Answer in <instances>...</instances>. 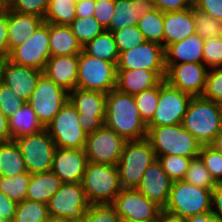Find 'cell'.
I'll return each mask as SVG.
<instances>
[{
	"label": "cell",
	"instance_id": "obj_43",
	"mask_svg": "<svg viewBox=\"0 0 222 222\" xmlns=\"http://www.w3.org/2000/svg\"><path fill=\"white\" fill-rule=\"evenodd\" d=\"M216 183L222 182V153L211 145H202L198 155Z\"/></svg>",
	"mask_w": 222,
	"mask_h": 222
},
{
	"label": "cell",
	"instance_id": "obj_17",
	"mask_svg": "<svg viewBox=\"0 0 222 222\" xmlns=\"http://www.w3.org/2000/svg\"><path fill=\"white\" fill-rule=\"evenodd\" d=\"M165 80L192 97L202 96L206 87L208 68L203 63L165 64Z\"/></svg>",
	"mask_w": 222,
	"mask_h": 222
},
{
	"label": "cell",
	"instance_id": "obj_41",
	"mask_svg": "<svg viewBox=\"0 0 222 222\" xmlns=\"http://www.w3.org/2000/svg\"><path fill=\"white\" fill-rule=\"evenodd\" d=\"M119 54L132 49L146 41L142 32L136 26H128L112 32Z\"/></svg>",
	"mask_w": 222,
	"mask_h": 222
},
{
	"label": "cell",
	"instance_id": "obj_2",
	"mask_svg": "<svg viewBox=\"0 0 222 222\" xmlns=\"http://www.w3.org/2000/svg\"><path fill=\"white\" fill-rule=\"evenodd\" d=\"M182 126L201 145H210L222 131L219 104L203 96L192 97L183 117Z\"/></svg>",
	"mask_w": 222,
	"mask_h": 222
},
{
	"label": "cell",
	"instance_id": "obj_13",
	"mask_svg": "<svg viewBox=\"0 0 222 222\" xmlns=\"http://www.w3.org/2000/svg\"><path fill=\"white\" fill-rule=\"evenodd\" d=\"M69 101L79 113V122L86 135L104 125L106 94L74 87L69 92Z\"/></svg>",
	"mask_w": 222,
	"mask_h": 222
},
{
	"label": "cell",
	"instance_id": "obj_8",
	"mask_svg": "<svg viewBox=\"0 0 222 222\" xmlns=\"http://www.w3.org/2000/svg\"><path fill=\"white\" fill-rule=\"evenodd\" d=\"M89 205L81 183H62L48 201L47 208L52 219L80 222Z\"/></svg>",
	"mask_w": 222,
	"mask_h": 222
},
{
	"label": "cell",
	"instance_id": "obj_49",
	"mask_svg": "<svg viewBox=\"0 0 222 222\" xmlns=\"http://www.w3.org/2000/svg\"><path fill=\"white\" fill-rule=\"evenodd\" d=\"M115 0H95L94 18L106 30L115 11Z\"/></svg>",
	"mask_w": 222,
	"mask_h": 222
},
{
	"label": "cell",
	"instance_id": "obj_61",
	"mask_svg": "<svg viewBox=\"0 0 222 222\" xmlns=\"http://www.w3.org/2000/svg\"><path fill=\"white\" fill-rule=\"evenodd\" d=\"M8 9V0H0V15L4 14Z\"/></svg>",
	"mask_w": 222,
	"mask_h": 222
},
{
	"label": "cell",
	"instance_id": "obj_24",
	"mask_svg": "<svg viewBox=\"0 0 222 222\" xmlns=\"http://www.w3.org/2000/svg\"><path fill=\"white\" fill-rule=\"evenodd\" d=\"M115 11L107 31L136 26L138 20L146 13L156 9L153 0H115Z\"/></svg>",
	"mask_w": 222,
	"mask_h": 222
},
{
	"label": "cell",
	"instance_id": "obj_32",
	"mask_svg": "<svg viewBox=\"0 0 222 222\" xmlns=\"http://www.w3.org/2000/svg\"><path fill=\"white\" fill-rule=\"evenodd\" d=\"M83 50L90 56L113 62L117 65L119 52L112 32L104 30L97 37L83 46Z\"/></svg>",
	"mask_w": 222,
	"mask_h": 222
},
{
	"label": "cell",
	"instance_id": "obj_4",
	"mask_svg": "<svg viewBox=\"0 0 222 222\" xmlns=\"http://www.w3.org/2000/svg\"><path fill=\"white\" fill-rule=\"evenodd\" d=\"M80 183L90 205L112 204L122 190L117 165L88 162Z\"/></svg>",
	"mask_w": 222,
	"mask_h": 222
},
{
	"label": "cell",
	"instance_id": "obj_5",
	"mask_svg": "<svg viewBox=\"0 0 222 222\" xmlns=\"http://www.w3.org/2000/svg\"><path fill=\"white\" fill-rule=\"evenodd\" d=\"M156 159L147 139L126 141L117 164L121 188H137L143 174Z\"/></svg>",
	"mask_w": 222,
	"mask_h": 222
},
{
	"label": "cell",
	"instance_id": "obj_40",
	"mask_svg": "<svg viewBox=\"0 0 222 222\" xmlns=\"http://www.w3.org/2000/svg\"><path fill=\"white\" fill-rule=\"evenodd\" d=\"M134 99L141 118L148 124L154 117L158 105L159 83L155 87L134 95Z\"/></svg>",
	"mask_w": 222,
	"mask_h": 222
},
{
	"label": "cell",
	"instance_id": "obj_62",
	"mask_svg": "<svg viewBox=\"0 0 222 222\" xmlns=\"http://www.w3.org/2000/svg\"><path fill=\"white\" fill-rule=\"evenodd\" d=\"M48 222H68L66 220H60V219H52L50 218Z\"/></svg>",
	"mask_w": 222,
	"mask_h": 222
},
{
	"label": "cell",
	"instance_id": "obj_10",
	"mask_svg": "<svg viewBox=\"0 0 222 222\" xmlns=\"http://www.w3.org/2000/svg\"><path fill=\"white\" fill-rule=\"evenodd\" d=\"M14 141L20 148L26 171L29 174L51 171L56 146L46 128Z\"/></svg>",
	"mask_w": 222,
	"mask_h": 222
},
{
	"label": "cell",
	"instance_id": "obj_60",
	"mask_svg": "<svg viewBox=\"0 0 222 222\" xmlns=\"http://www.w3.org/2000/svg\"><path fill=\"white\" fill-rule=\"evenodd\" d=\"M5 63H6V59L0 58V85L3 83Z\"/></svg>",
	"mask_w": 222,
	"mask_h": 222
},
{
	"label": "cell",
	"instance_id": "obj_29",
	"mask_svg": "<svg viewBox=\"0 0 222 222\" xmlns=\"http://www.w3.org/2000/svg\"><path fill=\"white\" fill-rule=\"evenodd\" d=\"M62 181L51 171L31 174L26 199L48 204Z\"/></svg>",
	"mask_w": 222,
	"mask_h": 222
},
{
	"label": "cell",
	"instance_id": "obj_22",
	"mask_svg": "<svg viewBox=\"0 0 222 222\" xmlns=\"http://www.w3.org/2000/svg\"><path fill=\"white\" fill-rule=\"evenodd\" d=\"M165 77L166 71H149L142 68L117 70L116 89L126 94L136 95L155 87Z\"/></svg>",
	"mask_w": 222,
	"mask_h": 222
},
{
	"label": "cell",
	"instance_id": "obj_42",
	"mask_svg": "<svg viewBox=\"0 0 222 222\" xmlns=\"http://www.w3.org/2000/svg\"><path fill=\"white\" fill-rule=\"evenodd\" d=\"M161 163L163 170L172 181L183 180L192 158L182 156H159L156 157Z\"/></svg>",
	"mask_w": 222,
	"mask_h": 222
},
{
	"label": "cell",
	"instance_id": "obj_46",
	"mask_svg": "<svg viewBox=\"0 0 222 222\" xmlns=\"http://www.w3.org/2000/svg\"><path fill=\"white\" fill-rule=\"evenodd\" d=\"M203 64L208 69L222 67V36L204 40Z\"/></svg>",
	"mask_w": 222,
	"mask_h": 222
},
{
	"label": "cell",
	"instance_id": "obj_23",
	"mask_svg": "<svg viewBox=\"0 0 222 222\" xmlns=\"http://www.w3.org/2000/svg\"><path fill=\"white\" fill-rule=\"evenodd\" d=\"M78 55L51 56L43 74L56 85L70 92L77 84Z\"/></svg>",
	"mask_w": 222,
	"mask_h": 222
},
{
	"label": "cell",
	"instance_id": "obj_47",
	"mask_svg": "<svg viewBox=\"0 0 222 222\" xmlns=\"http://www.w3.org/2000/svg\"><path fill=\"white\" fill-rule=\"evenodd\" d=\"M202 96L218 104L222 103V67L208 69Z\"/></svg>",
	"mask_w": 222,
	"mask_h": 222
},
{
	"label": "cell",
	"instance_id": "obj_39",
	"mask_svg": "<svg viewBox=\"0 0 222 222\" xmlns=\"http://www.w3.org/2000/svg\"><path fill=\"white\" fill-rule=\"evenodd\" d=\"M195 32L205 39L222 36V21L194 8Z\"/></svg>",
	"mask_w": 222,
	"mask_h": 222
},
{
	"label": "cell",
	"instance_id": "obj_27",
	"mask_svg": "<svg viewBox=\"0 0 222 222\" xmlns=\"http://www.w3.org/2000/svg\"><path fill=\"white\" fill-rule=\"evenodd\" d=\"M204 39L196 33L165 49V64L203 63Z\"/></svg>",
	"mask_w": 222,
	"mask_h": 222
},
{
	"label": "cell",
	"instance_id": "obj_51",
	"mask_svg": "<svg viewBox=\"0 0 222 222\" xmlns=\"http://www.w3.org/2000/svg\"><path fill=\"white\" fill-rule=\"evenodd\" d=\"M155 7L165 12L183 11L193 7V0H153Z\"/></svg>",
	"mask_w": 222,
	"mask_h": 222
},
{
	"label": "cell",
	"instance_id": "obj_63",
	"mask_svg": "<svg viewBox=\"0 0 222 222\" xmlns=\"http://www.w3.org/2000/svg\"><path fill=\"white\" fill-rule=\"evenodd\" d=\"M220 107V113H221V122H222V103L219 104Z\"/></svg>",
	"mask_w": 222,
	"mask_h": 222
},
{
	"label": "cell",
	"instance_id": "obj_44",
	"mask_svg": "<svg viewBox=\"0 0 222 222\" xmlns=\"http://www.w3.org/2000/svg\"><path fill=\"white\" fill-rule=\"evenodd\" d=\"M112 204L89 205L84 217L80 222H121Z\"/></svg>",
	"mask_w": 222,
	"mask_h": 222
},
{
	"label": "cell",
	"instance_id": "obj_36",
	"mask_svg": "<svg viewBox=\"0 0 222 222\" xmlns=\"http://www.w3.org/2000/svg\"><path fill=\"white\" fill-rule=\"evenodd\" d=\"M69 26L82 47L105 30L93 16L76 17Z\"/></svg>",
	"mask_w": 222,
	"mask_h": 222
},
{
	"label": "cell",
	"instance_id": "obj_50",
	"mask_svg": "<svg viewBox=\"0 0 222 222\" xmlns=\"http://www.w3.org/2000/svg\"><path fill=\"white\" fill-rule=\"evenodd\" d=\"M193 7L222 21V0H193Z\"/></svg>",
	"mask_w": 222,
	"mask_h": 222
},
{
	"label": "cell",
	"instance_id": "obj_34",
	"mask_svg": "<svg viewBox=\"0 0 222 222\" xmlns=\"http://www.w3.org/2000/svg\"><path fill=\"white\" fill-rule=\"evenodd\" d=\"M76 0H50L44 22L69 26L76 18Z\"/></svg>",
	"mask_w": 222,
	"mask_h": 222
},
{
	"label": "cell",
	"instance_id": "obj_18",
	"mask_svg": "<svg viewBox=\"0 0 222 222\" xmlns=\"http://www.w3.org/2000/svg\"><path fill=\"white\" fill-rule=\"evenodd\" d=\"M146 69L166 71L165 48L155 42L145 41L119 54L117 70Z\"/></svg>",
	"mask_w": 222,
	"mask_h": 222
},
{
	"label": "cell",
	"instance_id": "obj_30",
	"mask_svg": "<svg viewBox=\"0 0 222 222\" xmlns=\"http://www.w3.org/2000/svg\"><path fill=\"white\" fill-rule=\"evenodd\" d=\"M8 123L11 141L45 129L28 102H25L15 114L8 118Z\"/></svg>",
	"mask_w": 222,
	"mask_h": 222
},
{
	"label": "cell",
	"instance_id": "obj_28",
	"mask_svg": "<svg viewBox=\"0 0 222 222\" xmlns=\"http://www.w3.org/2000/svg\"><path fill=\"white\" fill-rule=\"evenodd\" d=\"M51 56L79 55L83 47L77 41L70 26L49 23Z\"/></svg>",
	"mask_w": 222,
	"mask_h": 222
},
{
	"label": "cell",
	"instance_id": "obj_14",
	"mask_svg": "<svg viewBox=\"0 0 222 222\" xmlns=\"http://www.w3.org/2000/svg\"><path fill=\"white\" fill-rule=\"evenodd\" d=\"M50 57L49 23L43 22L24 43L10 52L8 59L16 64L43 71Z\"/></svg>",
	"mask_w": 222,
	"mask_h": 222
},
{
	"label": "cell",
	"instance_id": "obj_16",
	"mask_svg": "<svg viewBox=\"0 0 222 222\" xmlns=\"http://www.w3.org/2000/svg\"><path fill=\"white\" fill-rule=\"evenodd\" d=\"M125 142L120 135L103 125L87 135L84 151L88 162L117 165Z\"/></svg>",
	"mask_w": 222,
	"mask_h": 222
},
{
	"label": "cell",
	"instance_id": "obj_1",
	"mask_svg": "<svg viewBox=\"0 0 222 222\" xmlns=\"http://www.w3.org/2000/svg\"><path fill=\"white\" fill-rule=\"evenodd\" d=\"M104 125L120 135L125 141L146 139L147 124L140 116L134 95L116 88L106 94Z\"/></svg>",
	"mask_w": 222,
	"mask_h": 222
},
{
	"label": "cell",
	"instance_id": "obj_38",
	"mask_svg": "<svg viewBox=\"0 0 222 222\" xmlns=\"http://www.w3.org/2000/svg\"><path fill=\"white\" fill-rule=\"evenodd\" d=\"M183 180L194 186L210 190L217 185L199 156L191 159Z\"/></svg>",
	"mask_w": 222,
	"mask_h": 222
},
{
	"label": "cell",
	"instance_id": "obj_45",
	"mask_svg": "<svg viewBox=\"0 0 222 222\" xmlns=\"http://www.w3.org/2000/svg\"><path fill=\"white\" fill-rule=\"evenodd\" d=\"M50 0H8V8L14 12L31 14L44 19Z\"/></svg>",
	"mask_w": 222,
	"mask_h": 222
},
{
	"label": "cell",
	"instance_id": "obj_59",
	"mask_svg": "<svg viewBox=\"0 0 222 222\" xmlns=\"http://www.w3.org/2000/svg\"><path fill=\"white\" fill-rule=\"evenodd\" d=\"M210 145L222 153V131L215 137Z\"/></svg>",
	"mask_w": 222,
	"mask_h": 222
},
{
	"label": "cell",
	"instance_id": "obj_6",
	"mask_svg": "<svg viewBox=\"0 0 222 222\" xmlns=\"http://www.w3.org/2000/svg\"><path fill=\"white\" fill-rule=\"evenodd\" d=\"M211 193L184 180L173 181L164 210L183 218L211 213Z\"/></svg>",
	"mask_w": 222,
	"mask_h": 222
},
{
	"label": "cell",
	"instance_id": "obj_56",
	"mask_svg": "<svg viewBox=\"0 0 222 222\" xmlns=\"http://www.w3.org/2000/svg\"><path fill=\"white\" fill-rule=\"evenodd\" d=\"M11 141L8 118L0 110V143Z\"/></svg>",
	"mask_w": 222,
	"mask_h": 222
},
{
	"label": "cell",
	"instance_id": "obj_21",
	"mask_svg": "<svg viewBox=\"0 0 222 222\" xmlns=\"http://www.w3.org/2000/svg\"><path fill=\"white\" fill-rule=\"evenodd\" d=\"M43 71L11 62L6 59L3 83L21 99L28 102Z\"/></svg>",
	"mask_w": 222,
	"mask_h": 222
},
{
	"label": "cell",
	"instance_id": "obj_25",
	"mask_svg": "<svg viewBox=\"0 0 222 222\" xmlns=\"http://www.w3.org/2000/svg\"><path fill=\"white\" fill-rule=\"evenodd\" d=\"M194 7L164 13V48L182 41L195 32Z\"/></svg>",
	"mask_w": 222,
	"mask_h": 222
},
{
	"label": "cell",
	"instance_id": "obj_33",
	"mask_svg": "<svg viewBox=\"0 0 222 222\" xmlns=\"http://www.w3.org/2000/svg\"><path fill=\"white\" fill-rule=\"evenodd\" d=\"M138 29L146 41L159 43L164 47V13L159 9L146 13L138 20Z\"/></svg>",
	"mask_w": 222,
	"mask_h": 222
},
{
	"label": "cell",
	"instance_id": "obj_26",
	"mask_svg": "<svg viewBox=\"0 0 222 222\" xmlns=\"http://www.w3.org/2000/svg\"><path fill=\"white\" fill-rule=\"evenodd\" d=\"M44 19L35 15L14 12L8 8V48L11 52L28 39Z\"/></svg>",
	"mask_w": 222,
	"mask_h": 222
},
{
	"label": "cell",
	"instance_id": "obj_57",
	"mask_svg": "<svg viewBox=\"0 0 222 222\" xmlns=\"http://www.w3.org/2000/svg\"><path fill=\"white\" fill-rule=\"evenodd\" d=\"M156 222H185V218L179 215L169 213L165 211L164 209H162L159 213V216Z\"/></svg>",
	"mask_w": 222,
	"mask_h": 222
},
{
	"label": "cell",
	"instance_id": "obj_35",
	"mask_svg": "<svg viewBox=\"0 0 222 222\" xmlns=\"http://www.w3.org/2000/svg\"><path fill=\"white\" fill-rule=\"evenodd\" d=\"M49 219L46 204L26 199L17 203L13 222H48Z\"/></svg>",
	"mask_w": 222,
	"mask_h": 222
},
{
	"label": "cell",
	"instance_id": "obj_58",
	"mask_svg": "<svg viewBox=\"0 0 222 222\" xmlns=\"http://www.w3.org/2000/svg\"><path fill=\"white\" fill-rule=\"evenodd\" d=\"M185 222H219L211 213L185 218Z\"/></svg>",
	"mask_w": 222,
	"mask_h": 222
},
{
	"label": "cell",
	"instance_id": "obj_19",
	"mask_svg": "<svg viewBox=\"0 0 222 222\" xmlns=\"http://www.w3.org/2000/svg\"><path fill=\"white\" fill-rule=\"evenodd\" d=\"M88 160L84 149L56 147L53 155L51 172L62 183H80L85 173Z\"/></svg>",
	"mask_w": 222,
	"mask_h": 222
},
{
	"label": "cell",
	"instance_id": "obj_48",
	"mask_svg": "<svg viewBox=\"0 0 222 222\" xmlns=\"http://www.w3.org/2000/svg\"><path fill=\"white\" fill-rule=\"evenodd\" d=\"M24 103L25 101L11 90L10 87L4 83L0 85V110L7 118L15 114Z\"/></svg>",
	"mask_w": 222,
	"mask_h": 222
},
{
	"label": "cell",
	"instance_id": "obj_31",
	"mask_svg": "<svg viewBox=\"0 0 222 222\" xmlns=\"http://www.w3.org/2000/svg\"><path fill=\"white\" fill-rule=\"evenodd\" d=\"M28 173L23 156L15 141L0 143V177L12 178Z\"/></svg>",
	"mask_w": 222,
	"mask_h": 222
},
{
	"label": "cell",
	"instance_id": "obj_53",
	"mask_svg": "<svg viewBox=\"0 0 222 222\" xmlns=\"http://www.w3.org/2000/svg\"><path fill=\"white\" fill-rule=\"evenodd\" d=\"M17 203L0 191V218L6 222H13Z\"/></svg>",
	"mask_w": 222,
	"mask_h": 222
},
{
	"label": "cell",
	"instance_id": "obj_55",
	"mask_svg": "<svg viewBox=\"0 0 222 222\" xmlns=\"http://www.w3.org/2000/svg\"><path fill=\"white\" fill-rule=\"evenodd\" d=\"M95 0H76V17L94 16Z\"/></svg>",
	"mask_w": 222,
	"mask_h": 222
},
{
	"label": "cell",
	"instance_id": "obj_52",
	"mask_svg": "<svg viewBox=\"0 0 222 222\" xmlns=\"http://www.w3.org/2000/svg\"><path fill=\"white\" fill-rule=\"evenodd\" d=\"M8 9L0 15V58L8 59L10 51L8 48Z\"/></svg>",
	"mask_w": 222,
	"mask_h": 222
},
{
	"label": "cell",
	"instance_id": "obj_3",
	"mask_svg": "<svg viewBox=\"0 0 222 222\" xmlns=\"http://www.w3.org/2000/svg\"><path fill=\"white\" fill-rule=\"evenodd\" d=\"M146 139L150 142L155 156H182L195 158L201 144L182 124L147 127Z\"/></svg>",
	"mask_w": 222,
	"mask_h": 222
},
{
	"label": "cell",
	"instance_id": "obj_37",
	"mask_svg": "<svg viewBox=\"0 0 222 222\" xmlns=\"http://www.w3.org/2000/svg\"><path fill=\"white\" fill-rule=\"evenodd\" d=\"M30 177L29 173H21L12 178L0 177V191L16 203H20L26 200Z\"/></svg>",
	"mask_w": 222,
	"mask_h": 222
},
{
	"label": "cell",
	"instance_id": "obj_9",
	"mask_svg": "<svg viewBox=\"0 0 222 222\" xmlns=\"http://www.w3.org/2000/svg\"><path fill=\"white\" fill-rule=\"evenodd\" d=\"M46 130L58 148L84 149L87 135L79 122V113L68 100Z\"/></svg>",
	"mask_w": 222,
	"mask_h": 222
},
{
	"label": "cell",
	"instance_id": "obj_20",
	"mask_svg": "<svg viewBox=\"0 0 222 222\" xmlns=\"http://www.w3.org/2000/svg\"><path fill=\"white\" fill-rule=\"evenodd\" d=\"M172 182L156 159L147 168L136 189L164 209L169 200Z\"/></svg>",
	"mask_w": 222,
	"mask_h": 222
},
{
	"label": "cell",
	"instance_id": "obj_12",
	"mask_svg": "<svg viewBox=\"0 0 222 222\" xmlns=\"http://www.w3.org/2000/svg\"><path fill=\"white\" fill-rule=\"evenodd\" d=\"M192 96L171 86L165 79L159 82L158 105L147 127L182 124Z\"/></svg>",
	"mask_w": 222,
	"mask_h": 222
},
{
	"label": "cell",
	"instance_id": "obj_15",
	"mask_svg": "<svg viewBox=\"0 0 222 222\" xmlns=\"http://www.w3.org/2000/svg\"><path fill=\"white\" fill-rule=\"evenodd\" d=\"M122 221L156 222L162 208L140 191L122 189L112 203Z\"/></svg>",
	"mask_w": 222,
	"mask_h": 222
},
{
	"label": "cell",
	"instance_id": "obj_54",
	"mask_svg": "<svg viewBox=\"0 0 222 222\" xmlns=\"http://www.w3.org/2000/svg\"><path fill=\"white\" fill-rule=\"evenodd\" d=\"M211 214L222 222V182L212 189L211 193Z\"/></svg>",
	"mask_w": 222,
	"mask_h": 222
},
{
	"label": "cell",
	"instance_id": "obj_7",
	"mask_svg": "<svg viewBox=\"0 0 222 222\" xmlns=\"http://www.w3.org/2000/svg\"><path fill=\"white\" fill-rule=\"evenodd\" d=\"M116 76L115 63L90 56L84 50L78 55L77 87L107 94L116 88Z\"/></svg>",
	"mask_w": 222,
	"mask_h": 222
},
{
	"label": "cell",
	"instance_id": "obj_11",
	"mask_svg": "<svg viewBox=\"0 0 222 222\" xmlns=\"http://www.w3.org/2000/svg\"><path fill=\"white\" fill-rule=\"evenodd\" d=\"M68 100L69 92L42 74L28 103L42 126L47 128Z\"/></svg>",
	"mask_w": 222,
	"mask_h": 222
}]
</instances>
